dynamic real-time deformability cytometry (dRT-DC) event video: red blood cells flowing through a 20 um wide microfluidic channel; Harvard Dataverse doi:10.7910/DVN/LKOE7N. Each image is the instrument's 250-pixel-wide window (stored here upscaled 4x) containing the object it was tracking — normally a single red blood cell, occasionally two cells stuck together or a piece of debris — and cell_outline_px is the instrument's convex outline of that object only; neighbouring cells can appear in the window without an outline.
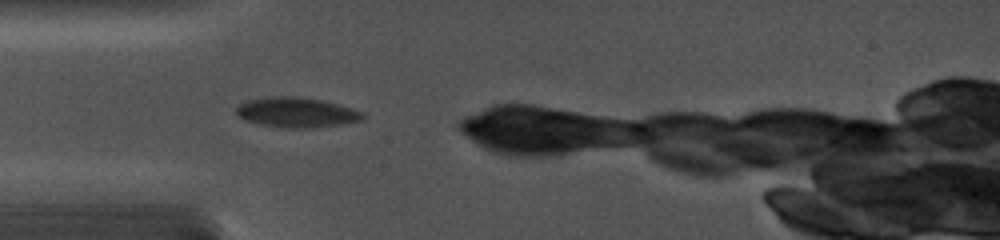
{"species": "common noctule bat (a hibernating species)", "species_latin": "Nyctalus noctula", "temperature_condition": "cold", "stored_images_in_passage": 29, "camera_frame_rate_fps": 5000, "um_per_image_px": 0.085, "animal": {"sex": "female", "body_mass_g": 19.0, "forearm_length_mm": 56.7}, "frame": {"image": 1, "passage_image": 1, "time_ms": 0.0, "image_size_px": [1000, 240], "cell_outline_px": [[364, 116], [360, 120], [340, 124], [312, 128], [288, 128], [260, 124], [248, 120], [240, 116], [236, 112], [236, 108], [240, 104], [248, 100], [272, 96], [300, 96], [324, 100], [352, 108], [364, 112]], "centroid_in_image_um": [25.23, 9.54], "position_along_channel_um": 59.8, "area_um2": 21.96}}
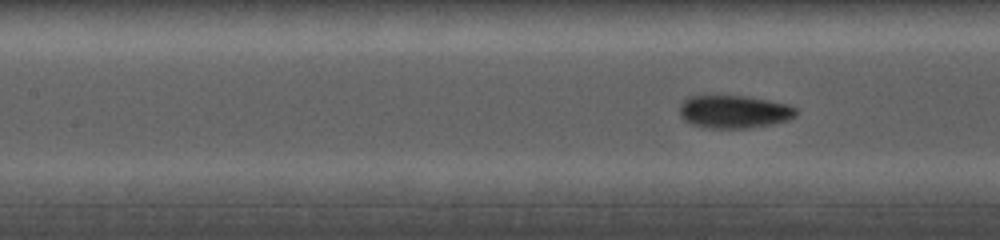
{"frame": {"image": 2, "passage_image": 15, "time_ms": 2.2, "image_size_px": [1000, 240], "cell_outline_px": [[796, 116], [788, 120], [772, 124], [748, 128], [712, 128], [692, 124], [684, 120], [680, 116], [680, 104], [688, 96], [744, 96], [768, 100], [788, 104], [796, 108]], "centroid_in_image_um": [62.4, 9.49], "position_along_channel_um": 145.0, "area_um2": 22.25}}
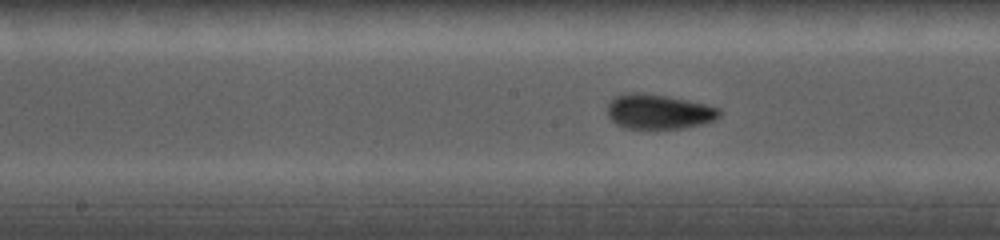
{"frame": {"image": 3, "passage_image": 23, "time_ms": 3.4, "image_size_px": [1000, 240], "cell_outline_px": [[720, 116], [712, 120], [700, 124], [680, 128], [628, 128], [616, 124], [608, 116], [608, 104], [616, 96], [628, 92], [640, 92], [668, 96], [688, 100], [720, 108]], "centroid_in_image_um": [55.97, 9.47], "position_along_channel_um": 192.2, "area_um2": 22.43}}